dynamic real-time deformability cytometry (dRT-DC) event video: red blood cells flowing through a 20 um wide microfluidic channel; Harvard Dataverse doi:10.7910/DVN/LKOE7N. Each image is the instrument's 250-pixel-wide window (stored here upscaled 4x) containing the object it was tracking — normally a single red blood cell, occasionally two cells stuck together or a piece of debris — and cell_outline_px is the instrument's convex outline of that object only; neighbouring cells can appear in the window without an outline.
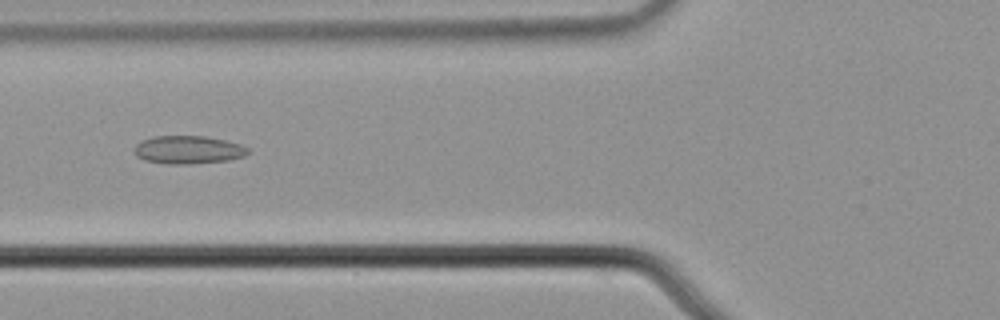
{"species": "common noctule bat (a hibernating species)", "species_latin": "Nyctalus noctula", "temperature_condition": "cold", "stored_images_in_passage": 8, "camera_frame_rate_fps": 3000, "um_per_image_px": 0.085, "animal": {"sex": "male", "body_mass_g": 21.5, "forearm_length_mm": 52.0}, "frame": {"image": 1, "passage_image": 6, "time_ms": 1.667, "image_size_px": [1000, 320], "cell_outline_px": [[248, 152], [244, 156], [228, 160], [192, 164], [164, 164], [144, 160], [136, 156], [136, 144], [140, 140], [152, 136], [204, 136], [224, 140], [240, 144], [248, 148]], "centroid_in_image_um": [15.97, 12.73], "position_along_channel_um": 109.8, "area_um2": 18.61}}
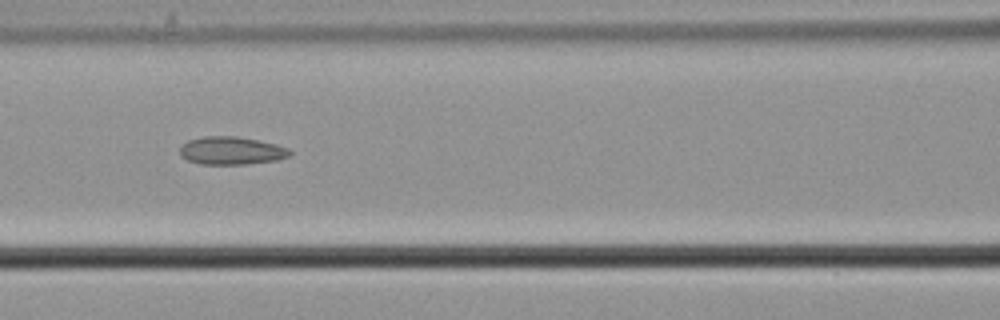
{"frame": {"image": 2, "passage_image": 7, "time_ms": 2.0, "image_size_px": [1000, 320], "cell_outline_px": [[292, 152], [288, 156], [276, 160], [244, 164], [200, 164], [188, 160], [180, 156], [180, 148], [188, 140], [204, 136], [236, 136], [256, 140], [288, 148]], "centroid_in_image_um": [19.62, 12.81], "position_along_channel_um": 147.0, "area_um2": 17.63}}
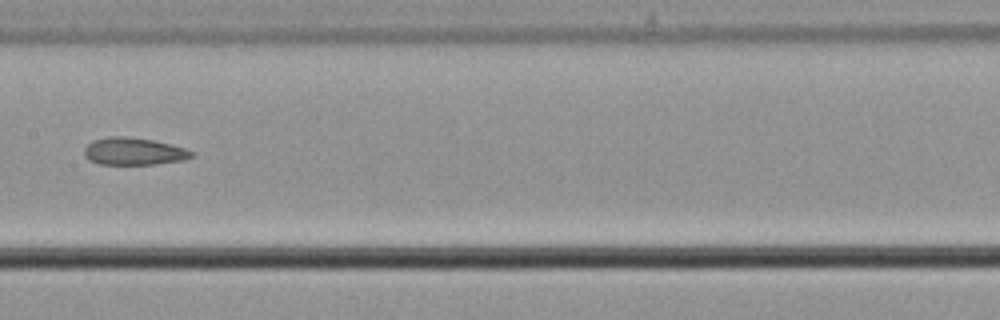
{"frame": {"image": 3, "passage_image": 8, "time_ms": 2.333, "image_size_px": [1000, 320], "cell_outline_px": [[196, 156], [184, 160], [156, 164], [100, 164], [88, 160], [84, 156], [84, 148], [92, 140], [108, 136], [124, 136], [152, 140], [172, 144], [196, 152]], "centroid_in_image_um": [11.39, 12.86], "position_along_channel_um": 196.0, "area_um2": 17.34}}